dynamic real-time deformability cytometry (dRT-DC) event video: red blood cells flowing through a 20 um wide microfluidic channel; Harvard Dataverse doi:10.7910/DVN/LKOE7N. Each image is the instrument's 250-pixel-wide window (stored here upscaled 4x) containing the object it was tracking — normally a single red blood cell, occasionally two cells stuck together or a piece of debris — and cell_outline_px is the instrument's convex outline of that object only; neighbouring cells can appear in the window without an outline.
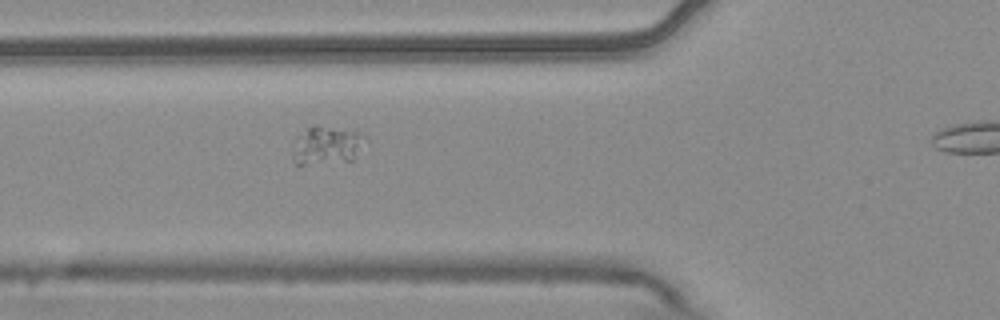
{"species": "common noctule bat (a hibernating species)", "species_latin": "Nyctalus noctula", "temperature_condition": "warm", "stored_images_in_passage": 4, "camera_frame_rate_fps": 3000, "um_per_image_px": 0.085, "animal": {"sex": "male", "body_mass_g": 20.4}, "frame": {"image": 1, "passage_image": 3, "time_ms": 0.667, "image_size_px": [1000, 320], "cell_outline_px": [[368, 140], [352, 160], [304, 164], [296, 164], [292, 160], [292, 156], [296, 136], [312, 124], [316, 124], [364, 132]], "centroid_in_image_um": [27.8, 12.3], "position_along_channel_um": 98.0, "area_um2": 16.53}}